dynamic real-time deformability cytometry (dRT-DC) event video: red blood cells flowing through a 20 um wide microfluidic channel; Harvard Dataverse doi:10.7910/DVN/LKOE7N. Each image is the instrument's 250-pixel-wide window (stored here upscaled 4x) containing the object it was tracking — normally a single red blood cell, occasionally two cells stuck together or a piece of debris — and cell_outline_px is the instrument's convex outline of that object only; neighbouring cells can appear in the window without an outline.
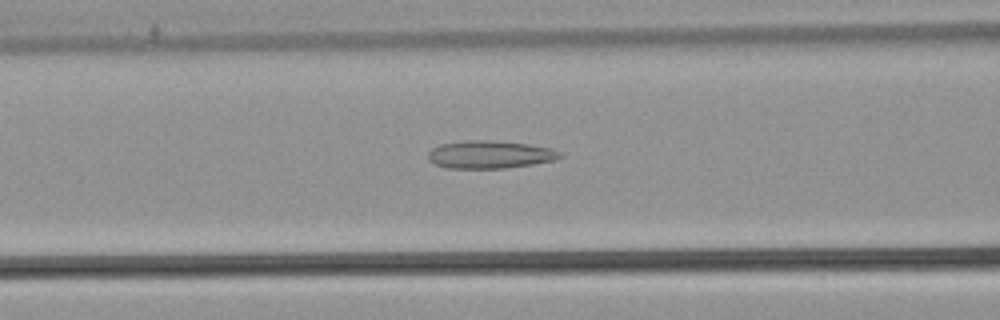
{"species": "common noctule bat (a hibernating species)", "species_latin": "Nyctalus noctula", "temperature_condition": "warm", "stored_images_in_passage": 26, "camera_frame_rate_fps": 3000, "um_per_image_px": 0.085, "animal": {"sex": "male", "body_mass_g": 21.5, "forearm_length_mm": 52.0}, "frame": {"image": 1, "passage_image": 5, "time_ms": 1.333, "image_size_px": [1000, 320], "cell_outline_px": [[564, 156], [552, 160], [532, 164], [504, 168], [448, 168], [436, 164], [428, 160], [428, 152], [432, 148], [440, 144], [468, 140], [488, 140], [528, 144], [552, 148], [560, 152]], "centroid_in_image_um": [41.62, 13.13], "position_along_channel_um": 125.0, "area_um2": 21.21}}
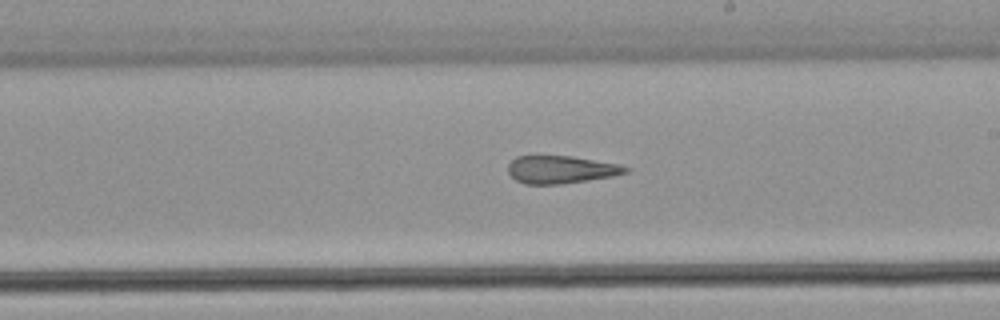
{"frame": {"image": 2, "passage_image": 14, "time_ms": 4.333, "image_size_px": [1000, 320], "cell_outline_px": [[632, 168], [628, 172], [612, 176], [560, 184], [524, 184], [516, 180], [508, 172], [508, 164], [516, 156], [572, 156], [620, 164]], "centroid_in_image_um": [47.69, 14.41], "position_along_channel_um": 241.3, "area_um2": 18.96}}
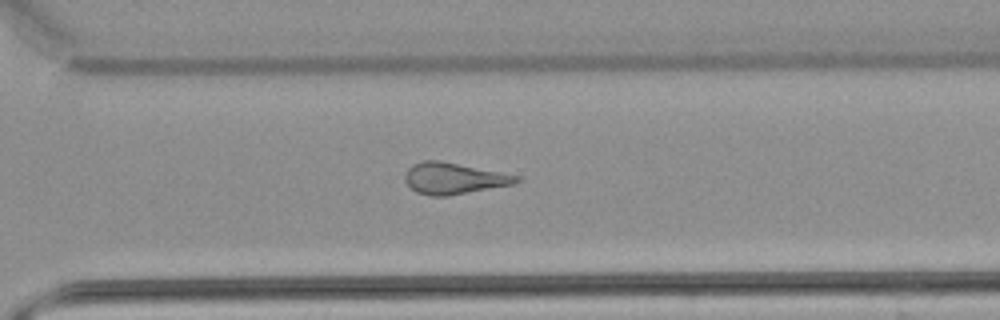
{"frame": {"image": 3, "passage_image": 21, "time_ms": 6.667, "image_size_px": [1000, 320], "cell_outline_px": [[524, 180], [516, 184], [448, 196], [428, 196], [416, 192], [404, 180], [404, 176], [408, 168], [412, 164], [424, 160], [440, 160], [520, 176]], "centroid_in_image_um": [38.6, 15.17], "position_along_channel_um": 332.0, "area_um2": 20.58}}